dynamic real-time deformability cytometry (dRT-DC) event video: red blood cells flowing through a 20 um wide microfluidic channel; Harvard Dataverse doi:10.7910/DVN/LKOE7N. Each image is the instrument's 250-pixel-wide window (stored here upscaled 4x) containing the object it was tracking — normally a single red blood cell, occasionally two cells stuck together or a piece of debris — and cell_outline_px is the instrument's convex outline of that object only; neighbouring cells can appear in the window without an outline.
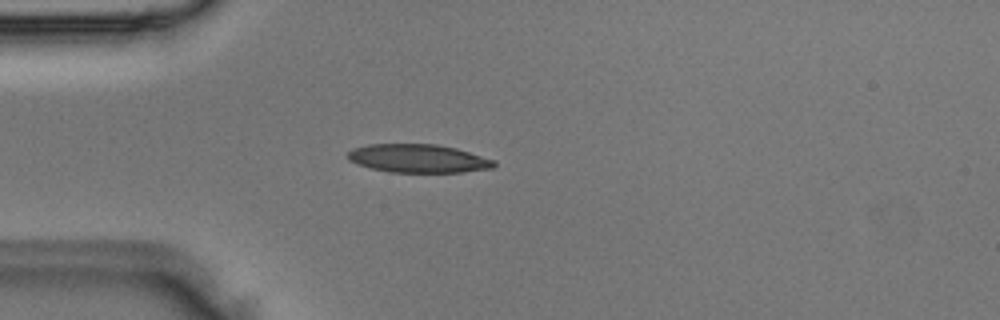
{"species": "Egyptian fruit bat (a non-hibernating species)", "species_latin": "Rousettus aegyptiacus", "temperature_condition": "room temperature", "stored_images_in_passage": 1, "camera_frame_rate_fps": 3000, "um_per_image_px": 0.085, "animal": {"sex": "male"}, "frame": {"image": 1, "passage_image": 1, "time_ms": 0.0, "image_size_px": [1000, 320], "cell_outline_px": [[496, 164], [492, 168], [460, 172], [388, 172], [372, 168], [348, 160], [348, 152], [352, 148], [368, 144], [436, 144], [456, 148], [496, 160]], "centroid_in_image_um": [35.56, 13.46], "position_along_channel_um": 49.4, "area_um2": 24.1}}